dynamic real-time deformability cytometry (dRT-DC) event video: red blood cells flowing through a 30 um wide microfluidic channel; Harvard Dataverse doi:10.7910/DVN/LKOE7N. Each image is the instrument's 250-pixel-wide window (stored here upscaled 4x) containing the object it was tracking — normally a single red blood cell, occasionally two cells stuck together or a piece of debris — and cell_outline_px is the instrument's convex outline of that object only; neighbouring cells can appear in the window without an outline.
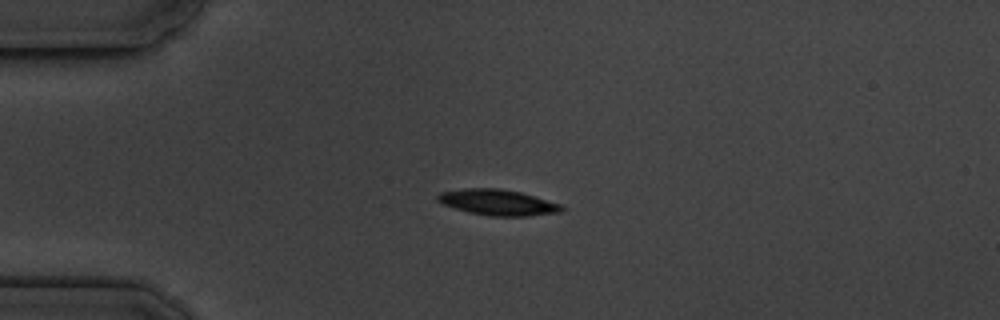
{"species": "common noctule bat (a hibernating species)", "species_latin": "Nyctalus noctula", "temperature_condition": "cold", "stored_images_in_passage": 6, "camera_frame_rate_fps": 3000, "um_per_image_px": 0.085, "animal": {"sex": "male", "body_mass_g": 19.5, "forearm_length_mm": 54.6}, "frame": {"image": 1, "passage_image": 5, "time_ms": 4.667, "image_size_px": [1000, 320], "cell_outline_px": [[564, 212], [528, 216], [492, 216], [468, 212], [444, 204], [436, 200], [436, 196], [440, 192], [464, 188], [500, 188], [520, 192], [564, 204]], "centroid_in_image_um": [42.37, 17.2], "position_along_channel_um": 42.6, "area_um2": 18.84}}